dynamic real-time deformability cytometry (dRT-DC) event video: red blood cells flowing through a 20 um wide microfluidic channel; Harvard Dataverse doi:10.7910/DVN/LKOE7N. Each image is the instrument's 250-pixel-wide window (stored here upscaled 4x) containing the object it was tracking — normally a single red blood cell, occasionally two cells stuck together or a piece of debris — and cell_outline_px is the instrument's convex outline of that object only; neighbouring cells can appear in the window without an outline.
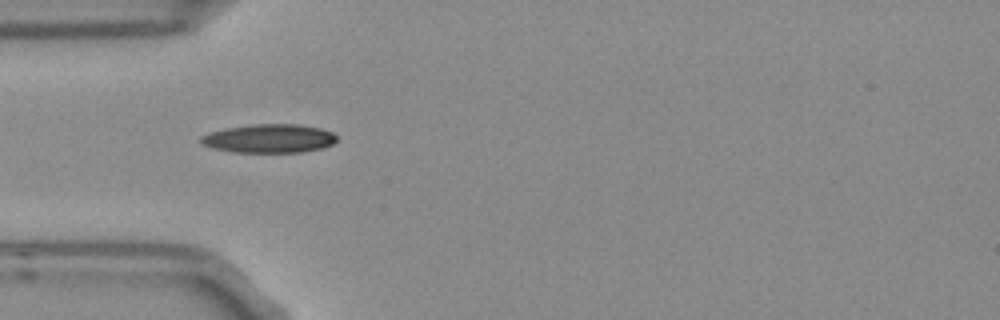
{"species": "Egyptian fruit bat (a non-hibernating species)", "species_latin": "Rousettus aegyptiacus", "temperature_condition": "room temperature", "stored_images_in_passage": 2, "camera_frame_rate_fps": 3000, "um_per_image_px": 0.085, "frame": {"image": 1, "passage_image": 1, "time_ms": 0.0, "image_size_px": [1000, 320], "cell_outline_px": [[336, 140], [332, 144], [324, 148], [300, 152], [232, 152], [212, 148], [200, 144], [200, 136], [208, 132], [228, 128], [252, 124], [300, 124], [320, 128], [332, 132], [336, 136]], "centroid_in_image_um": [22.85, 11.77], "position_along_channel_um": 62.1, "area_um2": 22.83}}
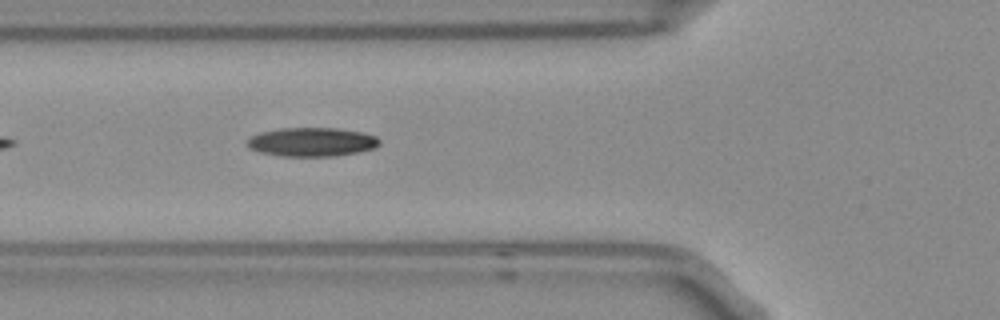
{"frame": {"image": 2, "passage_image": 2, "time_ms": 0.333, "image_size_px": [1000, 320], "cell_outline_px": [[380, 144], [376, 148], [356, 152], [332, 156], [284, 156], [260, 152], [248, 148], [248, 140], [252, 136], [260, 132], [280, 128], [340, 128], [364, 132], [376, 136], [380, 140]], "centroid_in_image_um": [26.54, 12.06], "position_along_channel_um": 99.3, "area_um2": 22.25}}